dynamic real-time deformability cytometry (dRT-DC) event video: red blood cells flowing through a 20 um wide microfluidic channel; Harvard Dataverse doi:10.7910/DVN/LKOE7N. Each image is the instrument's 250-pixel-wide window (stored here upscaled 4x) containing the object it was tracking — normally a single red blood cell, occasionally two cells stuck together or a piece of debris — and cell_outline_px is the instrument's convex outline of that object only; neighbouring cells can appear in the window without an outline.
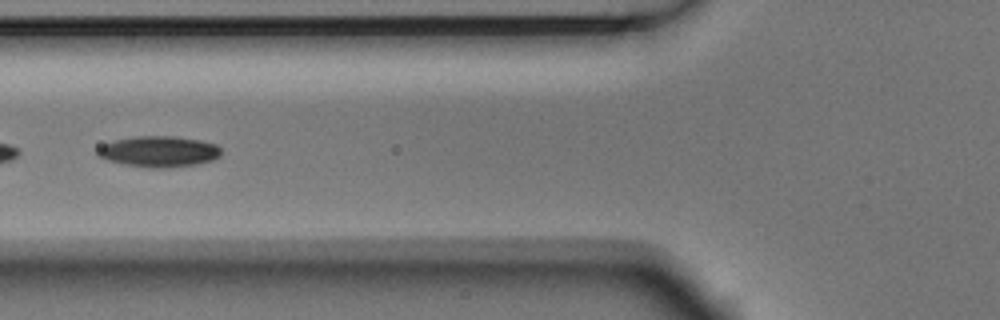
{"species": "Egyptian fruit bat (a non-hibernating species)", "species_latin": "Rousettus aegyptiacus", "temperature_condition": "room temperature", "stored_images_in_passage": 5, "camera_frame_rate_fps": 3000, "um_per_image_px": 0.085, "animal": {"sex": "male"}, "frame": {"image": 1, "passage_image": 5, "time_ms": 1.333, "image_size_px": [1000, 320], "cell_outline_px": [[220, 156], [212, 160], [196, 164], [168, 168], [148, 168], [124, 164], [108, 160], [96, 156], [96, 148], [112, 140], [136, 136], [176, 136], [200, 140], [216, 144], [220, 148]], "centroid_in_image_um": [13.47, 12.88], "position_along_channel_um": 112.3, "area_um2": 22.48}}